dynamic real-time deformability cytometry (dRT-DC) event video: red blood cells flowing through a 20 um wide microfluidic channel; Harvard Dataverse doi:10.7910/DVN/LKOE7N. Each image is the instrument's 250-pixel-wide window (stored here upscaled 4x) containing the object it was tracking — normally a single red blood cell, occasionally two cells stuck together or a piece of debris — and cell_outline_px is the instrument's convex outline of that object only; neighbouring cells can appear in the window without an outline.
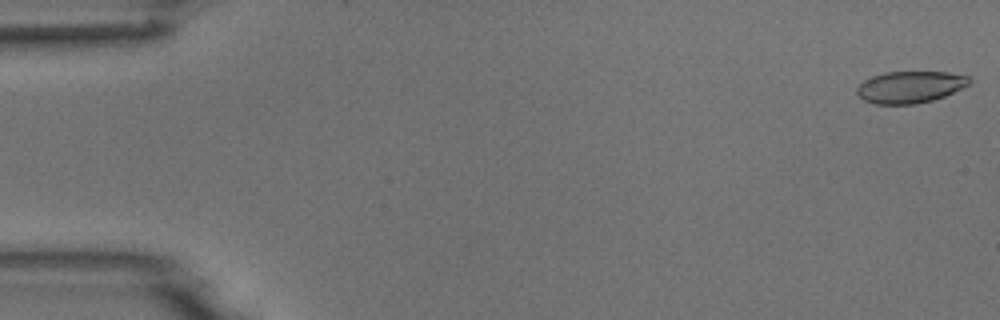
{"species": "common noctule bat (a hibernating species)", "species_latin": "Nyctalus noctula", "temperature_condition": "room temperature", "stored_images_in_passage": 29, "camera_frame_rate_fps": 3000, "um_per_image_px": 0.085, "animal": {"sex": "male", "body_mass_g": 18.8}, "frame": {"image": 1, "passage_image": 1, "time_ms": 0.0, "image_size_px": [1000, 320], "cell_outline_px": [[972, 80], [968, 84], [944, 96], [932, 100], [916, 104], [876, 104], [864, 100], [856, 92], [856, 88], [864, 80], [872, 76], [884, 72], [948, 72], [968, 76]], "centroid_in_image_um": [77.33, 7.39], "position_along_channel_um": 7.7, "area_um2": 20.69}}
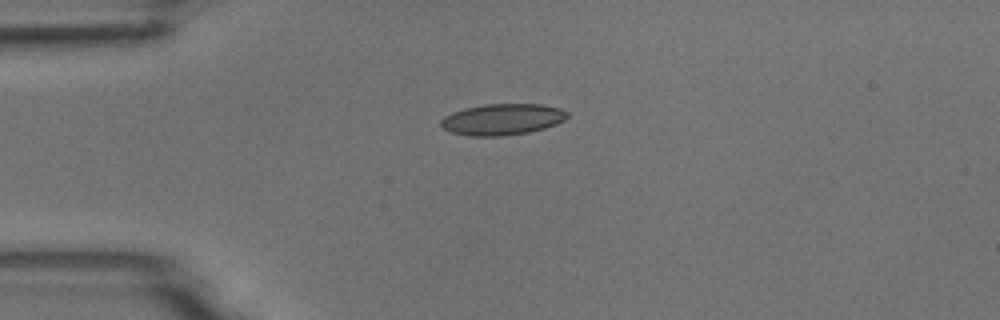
{"frame": {"image": 2, "passage_image": 13, "time_ms": 4.0, "image_size_px": [1000, 320], "cell_outline_px": [[568, 116], [564, 120], [556, 124], [544, 128], [528, 132], [500, 136], [468, 136], [452, 132], [444, 128], [440, 124], [440, 120], [444, 116], [452, 112], [464, 108], [484, 104], [540, 104], [560, 108], [568, 112]], "centroid_in_image_um": [42.68, 10.14], "position_along_channel_um": 42.3, "area_um2": 23.0}}